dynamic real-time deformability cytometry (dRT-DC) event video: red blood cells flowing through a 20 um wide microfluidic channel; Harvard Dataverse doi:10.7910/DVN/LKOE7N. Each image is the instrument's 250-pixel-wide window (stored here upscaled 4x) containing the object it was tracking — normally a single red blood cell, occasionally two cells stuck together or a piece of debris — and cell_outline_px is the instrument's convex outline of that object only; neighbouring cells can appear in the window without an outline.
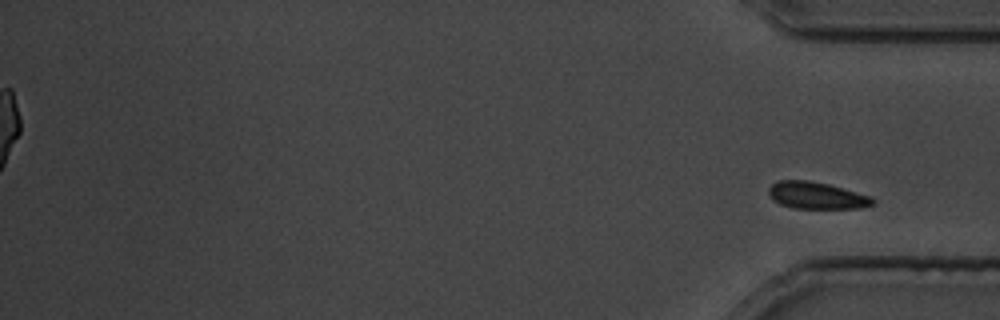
{"species": "common noctule bat (a hibernating species)", "species_latin": "Nyctalus noctula", "temperature_condition": "cold", "stored_images_in_passage": 37, "segment_of_instrument_passage": [2, 2], "camera_frame_rate_fps": 3000, "um_per_image_px": 0.085, "animal": {"sex": "male", "body_mass_g": 19.5, "forearm_length_mm": 54.6}, "frame": {"image": 1, "passage_image": 37, "time_ms": 43.667, "image_size_px": [1000, 320], "cell_outline_px": [[876, 204], [860, 208], [792, 208], [780, 204], [772, 200], [768, 192], [768, 188], [772, 184], [780, 180], [808, 180], [828, 184], [872, 196], [876, 200]], "centroid_in_image_um": [69.43, 16.62], "position_along_channel_um": 365.8, "area_um2": 16.47}}